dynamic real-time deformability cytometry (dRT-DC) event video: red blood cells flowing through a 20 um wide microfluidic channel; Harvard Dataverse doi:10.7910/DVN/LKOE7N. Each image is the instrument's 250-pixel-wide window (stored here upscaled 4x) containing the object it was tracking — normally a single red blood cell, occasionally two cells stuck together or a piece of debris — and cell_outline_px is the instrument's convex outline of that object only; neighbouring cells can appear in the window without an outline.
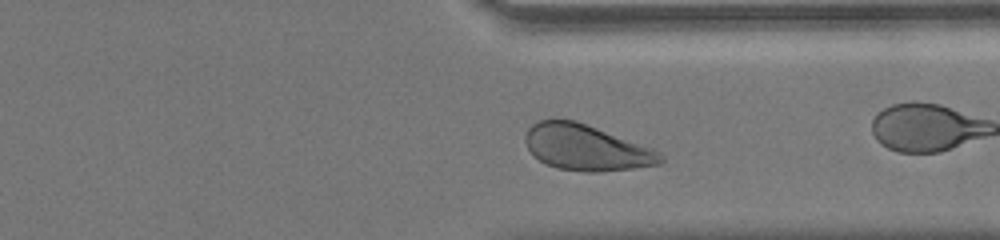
{"species": "human", "species_latin": "Homo sapiens", "temperature_condition": "room temperature", "stored_images_in_passage": 25, "camera_frame_rate_fps": 3000, "um_per_image_px": 0.085, "donor": {"sex": "female"}, "frame": {"image": 1, "passage_image": 22, "time_ms": 11.333, "image_size_px": [1000, 240], "cell_outline_px": [[664, 160], [660, 164], [632, 168], [600, 172], [584, 172], [556, 168], [540, 160], [528, 148], [524, 140], [524, 136], [528, 128], [532, 124], [540, 120], [576, 120], [652, 148], [660, 152], [664, 156]], "centroid_in_image_um": [49.84, 12.55], "position_along_channel_um": 361.6, "area_um2": 35.89}}